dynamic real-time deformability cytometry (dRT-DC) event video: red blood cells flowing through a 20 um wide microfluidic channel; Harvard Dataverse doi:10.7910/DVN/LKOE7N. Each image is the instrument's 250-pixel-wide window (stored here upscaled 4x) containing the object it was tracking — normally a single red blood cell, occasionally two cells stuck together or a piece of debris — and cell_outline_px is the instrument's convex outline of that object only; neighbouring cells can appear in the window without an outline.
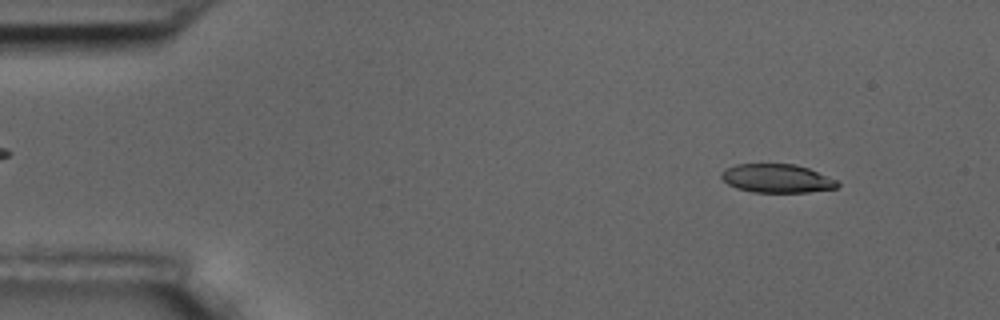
{"species": "common noctule bat (a hibernating species)", "species_latin": "Nyctalus noctula", "temperature_condition": "room temperature", "stored_images_in_passage": 56, "camera_frame_rate_fps": 3000, "um_per_image_px": 0.085, "animal": {"sex": "male", "body_mass_g": 17.5, "forearm_length_mm": 52.3}, "frame": {"image": 1, "passage_image": 6, "time_ms": 1.667, "image_size_px": [1000, 320], "cell_outline_px": [[840, 184], [836, 188], [808, 192], [752, 192], [736, 188], [728, 184], [720, 176], [720, 172], [736, 164], [796, 164], [808, 168], [836, 180]], "centroid_in_image_um": [66.02, 15.16], "position_along_channel_um": 19.0, "area_um2": 19.25}}
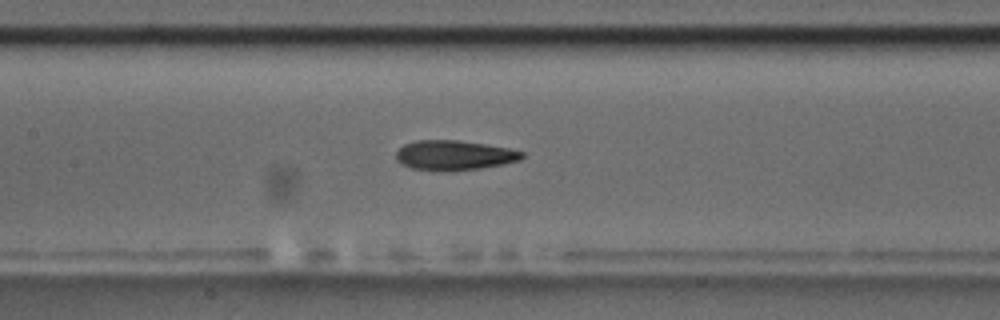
{"frame": {"image": 2, "passage_image": 26, "time_ms": 8.333, "image_size_px": [1000, 320], "cell_outline_px": [[524, 156], [520, 160], [480, 168], [452, 172], [444, 172], [412, 168], [400, 164], [396, 160], [396, 152], [404, 144], [416, 140], [460, 140], [508, 148], [524, 152]], "centroid_in_image_um": [38.56, 13.21], "position_along_channel_um": 168.8, "area_um2": 22.02}}
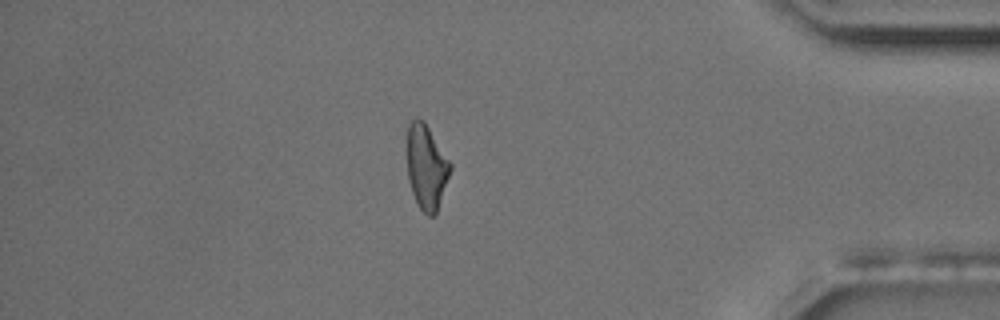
{"frame": {"image": 3, "passage_image": 48, "time_ms": 15.667, "image_size_px": [1000, 320], "cell_outline_px": [[452, 168], [436, 212], [432, 216], [428, 216], [416, 204], [408, 180], [408, 124], [412, 120], [424, 120], [452, 164]], "centroid_in_image_um": [36.25, 14.2], "position_along_channel_um": 398.9, "area_um2": 21.04}, "authors_computed_cell_mechanics": {"area_um2": 21.6172, "velocity_mm_per_s": 3.6263, "shape_relaxation_time_tau1_ms": null, "shape_relaxation_time_tau2_ms": 3.7296, "deformation_change_tau1": null, "deformation_change_tau2": 0.1214}}